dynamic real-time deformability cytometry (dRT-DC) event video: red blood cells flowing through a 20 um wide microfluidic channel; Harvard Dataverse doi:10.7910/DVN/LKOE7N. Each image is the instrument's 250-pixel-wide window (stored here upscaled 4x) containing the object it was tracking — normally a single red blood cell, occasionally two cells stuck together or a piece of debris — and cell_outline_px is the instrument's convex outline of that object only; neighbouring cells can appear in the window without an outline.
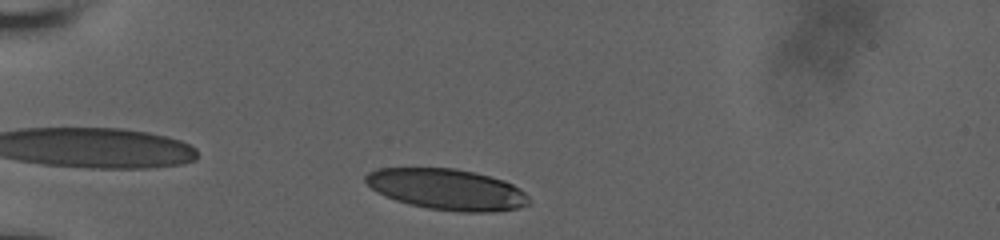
{"species": "human", "species_latin": "Homo sapiens", "temperature_condition": "room temperature", "stored_images_in_passage": 33, "camera_frame_rate_fps": 3000, "um_per_image_px": 0.085, "donor": {"sex": "male"}, "frame": {"image": 1, "passage_image": 2, "time_ms": 0.333, "image_size_px": [1000, 240], "cell_outline_px": [[528, 204], [516, 208], [492, 212], [460, 212], [428, 208], [408, 204], [384, 196], [372, 188], [364, 180], [364, 176], [368, 172], [380, 168], [456, 168], [476, 172], [504, 180], [520, 188], [528, 196]], "centroid_in_image_um": [37.98, 16.09], "position_along_channel_um": 47.0, "area_um2": 39.02}}
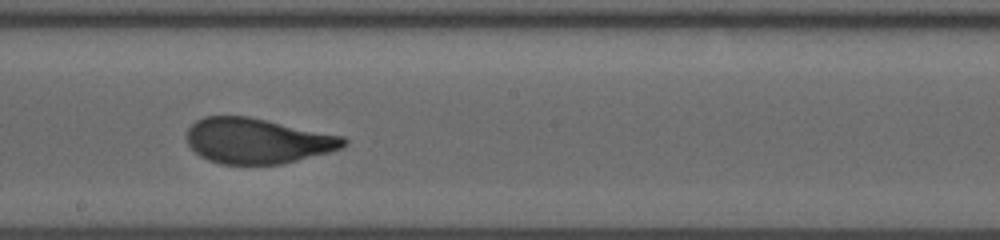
{"frame": {"image": 2, "passage_image": 19, "time_ms": 6.0, "image_size_px": [1000, 240], "cell_outline_px": [[348, 144], [344, 148], [284, 164], [220, 164], [208, 160], [200, 156], [188, 144], [184, 136], [188, 128], [196, 120], [204, 116], [248, 116], [344, 136], [348, 140]], "centroid_in_image_um": [21.88, 11.97], "position_along_channel_um": 226.3, "area_um2": 41.85}}
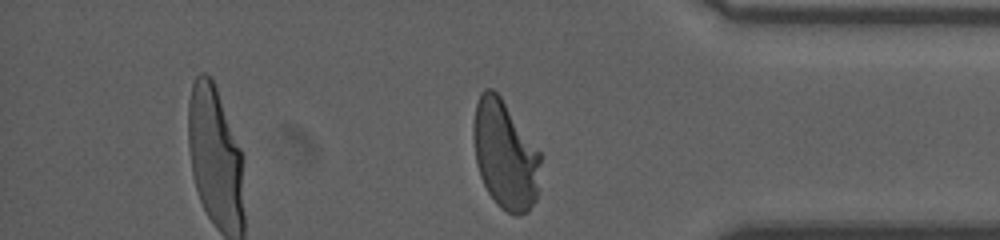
{"frame": {"image": 3, "passage_image": 33, "time_ms": 10.667, "image_size_px": [1000, 240], "cell_outline_px": [[540, 164], [536, 200], [528, 212], [516, 216], [500, 208], [496, 204], [488, 192], [480, 176], [476, 164], [472, 136], [472, 128], [476, 104], [480, 92], [484, 88], [492, 88], [500, 96], [540, 152]], "centroid_in_image_um": [42.9, 13.17], "position_along_channel_um": 392.3, "area_um2": 42.48}, "authors_computed_cell_mechanics": {"area_um2": 41.905, "velocity_mm_per_s": 3.8161, "shape_relaxation_time_tau1_ms": 4.3327, "shape_relaxation_time_tau2_ms": null, "deformation_change_tau1": 0.2043, "deformation_change_tau2": null}}